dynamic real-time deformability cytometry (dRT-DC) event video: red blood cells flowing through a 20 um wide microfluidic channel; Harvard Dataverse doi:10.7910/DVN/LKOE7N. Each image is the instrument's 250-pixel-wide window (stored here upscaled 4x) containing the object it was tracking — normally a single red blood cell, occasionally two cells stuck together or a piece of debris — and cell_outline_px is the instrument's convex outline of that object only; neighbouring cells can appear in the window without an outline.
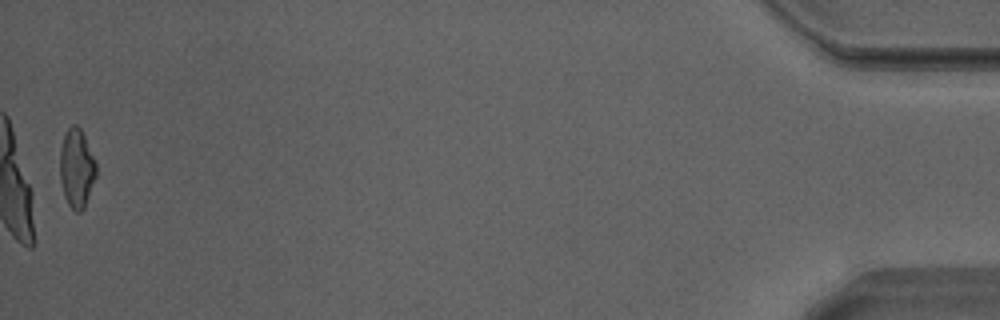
{"species": "Egyptian fruit bat (a non-hibernating species)", "species_latin": "Rousettus aegyptiacus", "temperature_condition": "warm", "stored_images_in_passage": 33, "camera_frame_rate_fps": 3000, "um_per_image_px": 0.085, "animal": {"sex": "male"}, "frame": {"image": 1, "passage_image": 33, "time_ms": 10.667, "image_size_px": [1000, 320], "cell_outline_px": [[96, 176], [84, 208], [80, 212], [76, 212], [68, 204], [64, 196], [60, 180], [60, 148], [64, 132], [72, 124], [76, 124], [80, 128], [84, 136], [96, 164]], "centroid_in_image_um": [6.49, 14.29], "position_along_channel_um": 428.7, "area_um2": 16.59}}